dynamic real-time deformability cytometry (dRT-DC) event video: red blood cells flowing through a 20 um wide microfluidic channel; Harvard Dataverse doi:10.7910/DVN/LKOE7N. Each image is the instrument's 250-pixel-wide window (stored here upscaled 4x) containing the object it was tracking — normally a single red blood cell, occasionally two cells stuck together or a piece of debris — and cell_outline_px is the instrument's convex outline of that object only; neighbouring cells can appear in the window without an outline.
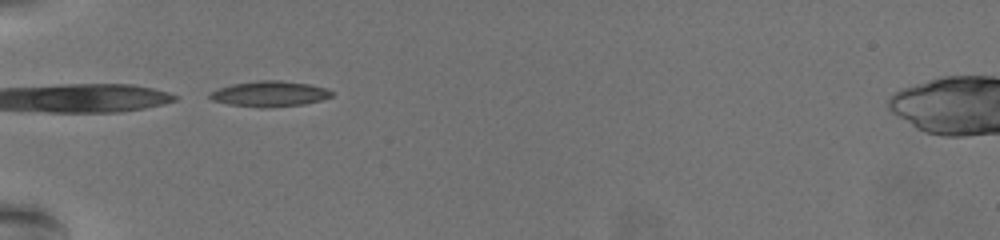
{"species": "common noctule bat (a hibernating species)", "species_latin": "Nyctalus noctula", "temperature_condition": "warm", "stored_images_in_passage": 40, "camera_frame_rate_fps": 3000, "um_per_image_px": 0.085, "animal": {"sex": "female", "body_mass_g": 19.5, "forearm_length_mm": 54.1}, "frame": {"image": 1, "passage_image": 1, "time_ms": 0.0, "image_size_px": [1000, 240], "cell_outline_px": [[332, 96], [320, 100], [304, 104], [264, 108], [260, 108], [228, 104], [212, 100], [208, 96], [208, 92], [232, 84], [256, 80], [280, 80], [308, 84], [324, 88], [332, 92]], "centroid_in_image_um": [22.86, 7.98], "position_along_channel_um": 62.1, "area_um2": 18.09}}
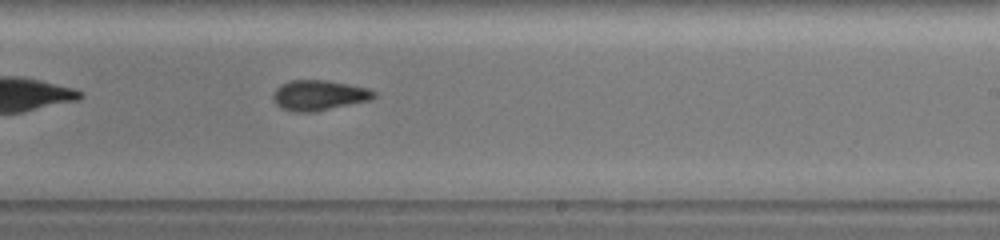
{"frame": {"image": 2, "passage_image": 19, "time_ms": 6.0, "image_size_px": [1000, 240], "cell_outline_px": [[376, 96], [372, 100], [308, 112], [300, 112], [284, 108], [276, 104], [272, 100], [272, 96], [276, 88], [292, 80], [324, 80], [368, 88], [376, 92]], "centroid_in_image_um": [27.13, 8.09], "position_along_channel_um": 261.9, "area_um2": 17.34}}
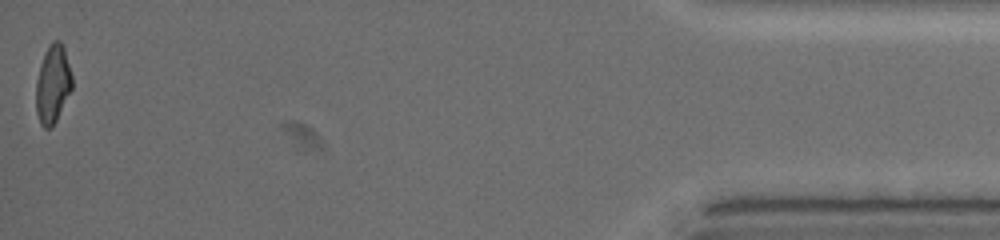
{"frame": {"image": 3, "passage_image": 40, "time_ms": 13.0, "image_size_px": [1000, 240], "cell_outline_px": [[72, 88], [52, 128], [44, 128], [40, 124], [36, 112], [36, 80], [40, 64], [44, 52], [48, 44], [52, 40], [60, 40], [64, 48], [72, 76]], "centroid_in_image_um": [4.47, 7.13], "position_along_channel_um": 430.7, "area_um2": 16.53}, "authors_computed_cell_mechanics": {"area_um2": 17.1955, "velocity_mm_per_s": 3.5328, "shape_relaxation_time_tau1_ms": 6.5746, "shape_relaxation_time_tau2_ms": 2.6591, "deformation_change_tau1": 0.2194, "deformation_change_tau2": 0.0902}}